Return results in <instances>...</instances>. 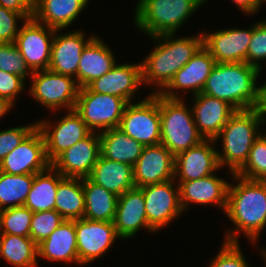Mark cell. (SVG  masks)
Returning <instances> with one entry per match:
<instances>
[{"label": "cell", "mask_w": 266, "mask_h": 267, "mask_svg": "<svg viewBox=\"0 0 266 267\" xmlns=\"http://www.w3.org/2000/svg\"><path fill=\"white\" fill-rule=\"evenodd\" d=\"M231 178L238 183H229L225 214L236 228L226 232L224 241L239 242L238 234L242 232L247 240L255 243L266 226V181L249 180L236 174Z\"/></svg>", "instance_id": "1"}, {"label": "cell", "mask_w": 266, "mask_h": 267, "mask_svg": "<svg viewBox=\"0 0 266 267\" xmlns=\"http://www.w3.org/2000/svg\"><path fill=\"white\" fill-rule=\"evenodd\" d=\"M175 34L150 37L157 42L155 49L142 60V83L154 85L160 93L203 45L202 32L197 36L174 39ZM173 38V39H172ZM159 88V89H158Z\"/></svg>", "instance_id": "2"}, {"label": "cell", "mask_w": 266, "mask_h": 267, "mask_svg": "<svg viewBox=\"0 0 266 267\" xmlns=\"http://www.w3.org/2000/svg\"><path fill=\"white\" fill-rule=\"evenodd\" d=\"M261 73L246 62L216 63L201 93L228 102L236 110L253 109L259 104Z\"/></svg>", "instance_id": "3"}, {"label": "cell", "mask_w": 266, "mask_h": 267, "mask_svg": "<svg viewBox=\"0 0 266 267\" xmlns=\"http://www.w3.org/2000/svg\"><path fill=\"white\" fill-rule=\"evenodd\" d=\"M260 125L262 123L256 108L237 110L231 116L215 139L218 142L222 138L223 152L217 151L220 168L228 166L233 175L244 165L253 143L262 133Z\"/></svg>", "instance_id": "4"}, {"label": "cell", "mask_w": 266, "mask_h": 267, "mask_svg": "<svg viewBox=\"0 0 266 267\" xmlns=\"http://www.w3.org/2000/svg\"><path fill=\"white\" fill-rule=\"evenodd\" d=\"M208 0H139L134 24L148 37L176 34L180 26Z\"/></svg>", "instance_id": "5"}, {"label": "cell", "mask_w": 266, "mask_h": 267, "mask_svg": "<svg viewBox=\"0 0 266 267\" xmlns=\"http://www.w3.org/2000/svg\"><path fill=\"white\" fill-rule=\"evenodd\" d=\"M183 101L159 94L160 143L174 156L204 140L197 130L192 108Z\"/></svg>", "instance_id": "6"}, {"label": "cell", "mask_w": 266, "mask_h": 267, "mask_svg": "<svg viewBox=\"0 0 266 267\" xmlns=\"http://www.w3.org/2000/svg\"><path fill=\"white\" fill-rule=\"evenodd\" d=\"M127 104L123 98L95 93L86 86L79 88L74 110L92 132L99 129L102 132L119 127Z\"/></svg>", "instance_id": "7"}, {"label": "cell", "mask_w": 266, "mask_h": 267, "mask_svg": "<svg viewBox=\"0 0 266 267\" xmlns=\"http://www.w3.org/2000/svg\"><path fill=\"white\" fill-rule=\"evenodd\" d=\"M143 146L160 144L159 93L147 95L138 103H128L118 127Z\"/></svg>", "instance_id": "8"}, {"label": "cell", "mask_w": 266, "mask_h": 267, "mask_svg": "<svg viewBox=\"0 0 266 267\" xmlns=\"http://www.w3.org/2000/svg\"><path fill=\"white\" fill-rule=\"evenodd\" d=\"M31 79L29 94L45 108L54 112L60 108L75 109L79 86L74 77L46 69L33 72Z\"/></svg>", "instance_id": "9"}, {"label": "cell", "mask_w": 266, "mask_h": 267, "mask_svg": "<svg viewBox=\"0 0 266 267\" xmlns=\"http://www.w3.org/2000/svg\"><path fill=\"white\" fill-rule=\"evenodd\" d=\"M15 40L19 52L32 72L48 69L55 29L37 22L25 20Z\"/></svg>", "instance_id": "10"}, {"label": "cell", "mask_w": 266, "mask_h": 267, "mask_svg": "<svg viewBox=\"0 0 266 267\" xmlns=\"http://www.w3.org/2000/svg\"><path fill=\"white\" fill-rule=\"evenodd\" d=\"M67 113L61 120L56 121V125H52V121L36 122L43 134L46 156L50 163L92 132L75 110H68Z\"/></svg>", "instance_id": "11"}, {"label": "cell", "mask_w": 266, "mask_h": 267, "mask_svg": "<svg viewBox=\"0 0 266 267\" xmlns=\"http://www.w3.org/2000/svg\"><path fill=\"white\" fill-rule=\"evenodd\" d=\"M51 163L46 156L45 140L36 126L0 163V171L12 175L36 174Z\"/></svg>", "instance_id": "12"}, {"label": "cell", "mask_w": 266, "mask_h": 267, "mask_svg": "<svg viewBox=\"0 0 266 267\" xmlns=\"http://www.w3.org/2000/svg\"><path fill=\"white\" fill-rule=\"evenodd\" d=\"M174 179L140 188L143 191L148 224L158 231L183 210L180 205L179 185L174 188Z\"/></svg>", "instance_id": "13"}, {"label": "cell", "mask_w": 266, "mask_h": 267, "mask_svg": "<svg viewBox=\"0 0 266 267\" xmlns=\"http://www.w3.org/2000/svg\"><path fill=\"white\" fill-rule=\"evenodd\" d=\"M75 230L80 265H88L103 256L115 239L120 238L113 222L77 219Z\"/></svg>", "instance_id": "14"}, {"label": "cell", "mask_w": 266, "mask_h": 267, "mask_svg": "<svg viewBox=\"0 0 266 267\" xmlns=\"http://www.w3.org/2000/svg\"><path fill=\"white\" fill-rule=\"evenodd\" d=\"M101 155L99 133L91 132L86 138L61 153L51 165L63 176L87 178Z\"/></svg>", "instance_id": "15"}, {"label": "cell", "mask_w": 266, "mask_h": 267, "mask_svg": "<svg viewBox=\"0 0 266 267\" xmlns=\"http://www.w3.org/2000/svg\"><path fill=\"white\" fill-rule=\"evenodd\" d=\"M175 156L161 143L144 146L133 166L136 188L174 179Z\"/></svg>", "instance_id": "16"}, {"label": "cell", "mask_w": 266, "mask_h": 267, "mask_svg": "<svg viewBox=\"0 0 266 267\" xmlns=\"http://www.w3.org/2000/svg\"><path fill=\"white\" fill-rule=\"evenodd\" d=\"M215 64V59L202 45L159 94L170 99H180L175 91L177 89L192 91L193 95L201 93Z\"/></svg>", "instance_id": "17"}, {"label": "cell", "mask_w": 266, "mask_h": 267, "mask_svg": "<svg viewBox=\"0 0 266 267\" xmlns=\"http://www.w3.org/2000/svg\"><path fill=\"white\" fill-rule=\"evenodd\" d=\"M215 140L204 139L175 156L174 180L185 182L200 179L217 172L219 166ZM213 146V147H212Z\"/></svg>", "instance_id": "18"}, {"label": "cell", "mask_w": 266, "mask_h": 267, "mask_svg": "<svg viewBox=\"0 0 266 267\" xmlns=\"http://www.w3.org/2000/svg\"><path fill=\"white\" fill-rule=\"evenodd\" d=\"M203 46L216 63L246 62L247 51L252 37L249 29L230 28L213 33L203 32Z\"/></svg>", "instance_id": "19"}, {"label": "cell", "mask_w": 266, "mask_h": 267, "mask_svg": "<svg viewBox=\"0 0 266 267\" xmlns=\"http://www.w3.org/2000/svg\"><path fill=\"white\" fill-rule=\"evenodd\" d=\"M59 31L55 30L48 69L58 74L74 76L77 83V70L82 52L95 36L85 39L81 30L57 35Z\"/></svg>", "instance_id": "20"}, {"label": "cell", "mask_w": 266, "mask_h": 267, "mask_svg": "<svg viewBox=\"0 0 266 267\" xmlns=\"http://www.w3.org/2000/svg\"><path fill=\"white\" fill-rule=\"evenodd\" d=\"M141 62L115 64L103 76L94 79L87 87L102 94L115 95L131 103L135 92L142 86Z\"/></svg>", "instance_id": "21"}, {"label": "cell", "mask_w": 266, "mask_h": 267, "mask_svg": "<svg viewBox=\"0 0 266 267\" xmlns=\"http://www.w3.org/2000/svg\"><path fill=\"white\" fill-rule=\"evenodd\" d=\"M194 122L199 134L204 139L215 140L225 123L237 111L228 102L198 93L193 97Z\"/></svg>", "instance_id": "22"}, {"label": "cell", "mask_w": 266, "mask_h": 267, "mask_svg": "<svg viewBox=\"0 0 266 267\" xmlns=\"http://www.w3.org/2000/svg\"><path fill=\"white\" fill-rule=\"evenodd\" d=\"M114 226L121 239L133 238L142 228L156 232L147 221L143 191L133 188L118 196Z\"/></svg>", "instance_id": "23"}, {"label": "cell", "mask_w": 266, "mask_h": 267, "mask_svg": "<svg viewBox=\"0 0 266 267\" xmlns=\"http://www.w3.org/2000/svg\"><path fill=\"white\" fill-rule=\"evenodd\" d=\"M178 185L183 212L191 202L200 205H217L225 212L229 182L214 173L200 179L178 182Z\"/></svg>", "instance_id": "24"}, {"label": "cell", "mask_w": 266, "mask_h": 267, "mask_svg": "<svg viewBox=\"0 0 266 267\" xmlns=\"http://www.w3.org/2000/svg\"><path fill=\"white\" fill-rule=\"evenodd\" d=\"M95 36L84 48L77 70V85L86 87L94 79L103 76L116 64L111 49Z\"/></svg>", "instance_id": "25"}, {"label": "cell", "mask_w": 266, "mask_h": 267, "mask_svg": "<svg viewBox=\"0 0 266 267\" xmlns=\"http://www.w3.org/2000/svg\"><path fill=\"white\" fill-rule=\"evenodd\" d=\"M38 258L80 264L77 252L75 220L62 223L38 245Z\"/></svg>", "instance_id": "26"}, {"label": "cell", "mask_w": 266, "mask_h": 267, "mask_svg": "<svg viewBox=\"0 0 266 267\" xmlns=\"http://www.w3.org/2000/svg\"><path fill=\"white\" fill-rule=\"evenodd\" d=\"M89 0H35L33 18L55 30L69 27L81 14Z\"/></svg>", "instance_id": "27"}, {"label": "cell", "mask_w": 266, "mask_h": 267, "mask_svg": "<svg viewBox=\"0 0 266 267\" xmlns=\"http://www.w3.org/2000/svg\"><path fill=\"white\" fill-rule=\"evenodd\" d=\"M89 178L117 196L135 188L133 166L100 155Z\"/></svg>", "instance_id": "28"}, {"label": "cell", "mask_w": 266, "mask_h": 267, "mask_svg": "<svg viewBox=\"0 0 266 267\" xmlns=\"http://www.w3.org/2000/svg\"><path fill=\"white\" fill-rule=\"evenodd\" d=\"M63 178L52 165L36 173L23 206L32 212L55 210L58 183Z\"/></svg>", "instance_id": "29"}, {"label": "cell", "mask_w": 266, "mask_h": 267, "mask_svg": "<svg viewBox=\"0 0 266 267\" xmlns=\"http://www.w3.org/2000/svg\"><path fill=\"white\" fill-rule=\"evenodd\" d=\"M99 136L103 157L131 166L138 161L144 146L118 127L99 132Z\"/></svg>", "instance_id": "30"}, {"label": "cell", "mask_w": 266, "mask_h": 267, "mask_svg": "<svg viewBox=\"0 0 266 267\" xmlns=\"http://www.w3.org/2000/svg\"><path fill=\"white\" fill-rule=\"evenodd\" d=\"M83 190L85 195L84 218L113 222L118 196L94 183L89 177L83 178Z\"/></svg>", "instance_id": "31"}, {"label": "cell", "mask_w": 266, "mask_h": 267, "mask_svg": "<svg viewBox=\"0 0 266 267\" xmlns=\"http://www.w3.org/2000/svg\"><path fill=\"white\" fill-rule=\"evenodd\" d=\"M55 211L64 220H77L84 218L85 195L83 178L64 177L57 188L55 197Z\"/></svg>", "instance_id": "32"}, {"label": "cell", "mask_w": 266, "mask_h": 267, "mask_svg": "<svg viewBox=\"0 0 266 267\" xmlns=\"http://www.w3.org/2000/svg\"><path fill=\"white\" fill-rule=\"evenodd\" d=\"M0 257L16 267H37L38 245L30 236L2 234Z\"/></svg>", "instance_id": "33"}, {"label": "cell", "mask_w": 266, "mask_h": 267, "mask_svg": "<svg viewBox=\"0 0 266 267\" xmlns=\"http://www.w3.org/2000/svg\"><path fill=\"white\" fill-rule=\"evenodd\" d=\"M35 174L12 175L0 171V208L23 206Z\"/></svg>", "instance_id": "34"}, {"label": "cell", "mask_w": 266, "mask_h": 267, "mask_svg": "<svg viewBox=\"0 0 266 267\" xmlns=\"http://www.w3.org/2000/svg\"><path fill=\"white\" fill-rule=\"evenodd\" d=\"M261 131V135L251 147L246 162L236 175L249 180L266 181V133Z\"/></svg>", "instance_id": "35"}, {"label": "cell", "mask_w": 266, "mask_h": 267, "mask_svg": "<svg viewBox=\"0 0 266 267\" xmlns=\"http://www.w3.org/2000/svg\"><path fill=\"white\" fill-rule=\"evenodd\" d=\"M33 212L24 206L4 209L2 213V234L29 236Z\"/></svg>", "instance_id": "36"}, {"label": "cell", "mask_w": 266, "mask_h": 267, "mask_svg": "<svg viewBox=\"0 0 266 267\" xmlns=\"http://www.w3.org/2000/svg\"><path fill=\"white\" fill-rule=\"evenodd\" d=\"M64 219L55 210L33 212L29 236L39 245L62 223Z\"/></svg>", "instance_id": "37"}, {"label": "cell", "mask_w": 266, "mask_h": 267, "mask_svg": "<svg viewBox=\"0 0 266 267\" xmlns=\"http://www.w3.org/2000/svg\"><path fill=\"white\" fill-rule=\"evenodd\" d=\"M0 70L24 79L33 74L15 43H0Z\"/></svg>", "instance_id": "38"}, {"label": "cell", "mask_w": 266, "mask_h": 267, "mask_svg": "<svg viewBox=\"0 0 266 267\" xmlns=\"http://www.w3.org/2000/svg\"><path fill=\"white\" fill-rule=\"evenodd\" d=\"M264 60H266V20L257 22L252 27V37L247 51V64L261 71L260 63Z\"/></svg>", "instance_id": "39"}, {"label": "cell", "mask_w": 266, "mask_h": 267, "mask_svg": "<svg viewBox=\"0 0 266 267\" xmlns=\"http://www.w3.org/2000/svg\"><path fill=\"white\" fill-rule=\"evenodd\" d=\"M209 267H249L239 242L224 241L217 256L210 261Z\"/></svg>", "instance_id": "40"}, {"label": "cell", "mask_w": 266, "mask_h": 267, "mask_svg": "<svg viewBox=\"0 0 266 267\" xmlns=\"http://www.w3.org/2000/svg\"><path fill=\"white\" fill-rule=\"evenodd\" d=\"M37 126L33 123L27 126H19L0 131V163L5 156L13 151L24 138Z\"/></svg>", "instance_id": "41"}, {"label": "cell", "mask_w": 266, "mask_h": 267, "mask_svg": "<svg viewBox=\"0 0 266 267\" xmlns=\"http://www.w3.org/2000/svg\"><path fill=\"white\" fill-rule=\"evenodd\" d=\"M17 20H26L21 14L0 6V43H15L19 33Z\"/></svg>", "instance_id": "42"}, {"label": "cell", "mask_w": 266, "mask_h": 267, "mask_svg": "<svg viewBox=\"0 0 266 267\" xmlns=\"http://www.w3.org/2000/svg\"><path fill=\"white\" fill-rule=\"evenodd\" d=\"M25 80L18 75L0 70V98L14 105L17 95L24 91Z\"/></svg>", "instance_id": "43"}, {"label": "cell", "mask_w": 266, "mask_h": 267, "mask_svg": "<svg viewBox=\"0 0 266 267\" xmlns=\"http://www.w3.org/2000/svg\"><path fill=\"white\" fill-rule=\"evenodd\" d=\"M35 0H0V6L21 14L26 20L33 18Z\"/></svg>", "instance_id": "44"}, {"label": "cell", "mask_w": 266, "mask_h": 267, "mask_svg": "<svg viewBox=\"0 0 266 267\" xmlns=\"http://www.w3.org/2000/svg\"><path fill=\"white\" fill-rule=\"evenodd\" d=\"M233 3L238 5L241 11L245 14H255L258 13L260 6L257 4L256 0H231Z\"/></svg>", "instance_id": "45"}, {"label": "cell", "mask_w": 266, "mask_h": 267, "mask_svg": "<svg viewBox=\"0 0 266 267\" xmlns=\"http://www.w3.org/2000/svg\"><path fill=\"white\" fill-rule=\"evenodd\" d=\"M262 126L266 125V82L260 87L259 104L256 106Z\"/></svg>", "instance_id": "46"}, {"label": "cell", "mask_w": 266, "mask_h": 267, "mask_svg": "<svg viewBox=\"0 0 266 267\" xmlns=\"http://www.w3.org/2000/svg\"><path fill=\"white\" fill-rule=\"evenodd\" d=\"M13 104H11L8 100L0 98V119L13 108Z\"/></svg>", "instance_id": "47"}, {"label": "cell", "mask_w": 266, "mask_h": 267, "mask_svg": "<svg viewBox=\"0 0 266 267\" xmlns=\"http://www.w3.org/2000/svg\"><path fill=\"white\" fill-rule=\"evenodd\" d=\"M2 213H3V210L0 208V236L2 235V225H1V222H2Z\"/></svg>", "instance_id": "48"}, {"label": "cell", "mask_w": 266, "mask_h": 267, "mask_svg": "<svg viewBox=\"0 0 266 267\" xmlns=\"http://www.w3.org/2000/svg\"><path fill=\"white\" fill-rule=\"evenodd\" d=\"M257 1V4L259 5V6H262V3H266V0H256Z\"/></svg>", "instance_id": "49"}, {"label": "cell", "mask_w": 266, "mask_h": 267, "mask_svg": "<svg viewBox=\"0 0 266 267\" xmlns=\"http://www.w3.org/2000/svg\"><path fill=\"white\" fill-rule=\"evenodd\" d=\"M264 261H265V266H266V253H262Z\"/></svg>", "instance_id": "50"}, {"label": "cell", "mask_w": 266, "mask_h": 267, "mask_svg": "<svg viewBox=\"0 0 266 267\" xmlns=\"http://www.w3.org/2000/svg\"><path fill=\"white\" fill-rule=\"evenodd\" d=\"M261 253H266V249L263 247V249L261 248Z\"/></svg>", "instance_id": "51"}]
</instances>
